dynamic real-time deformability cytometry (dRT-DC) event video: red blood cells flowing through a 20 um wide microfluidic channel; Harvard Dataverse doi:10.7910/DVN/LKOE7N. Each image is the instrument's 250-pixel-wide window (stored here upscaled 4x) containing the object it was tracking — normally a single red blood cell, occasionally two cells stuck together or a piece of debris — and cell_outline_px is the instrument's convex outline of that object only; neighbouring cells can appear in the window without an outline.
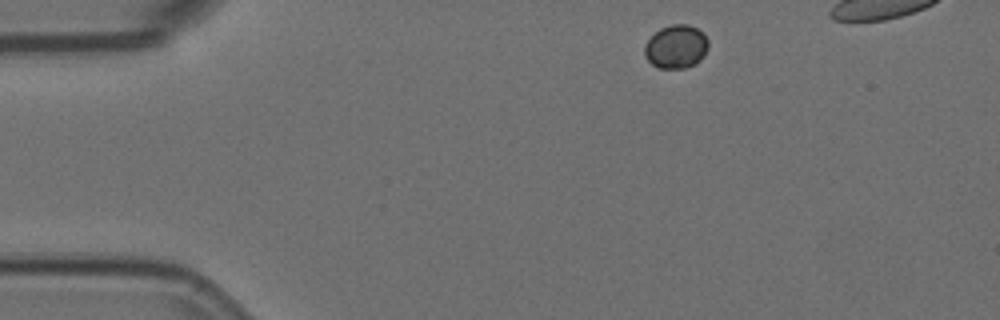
{"species": "Egyptian fruit bat (a non-hibernating species)", "species_latin": "Rousettus aegyptiacus", "temperature_condition": "room temperature", "stored_images_in_passage": 4, "camera_frame_rate_fps": 3000, "um_per_image_px": 0.085, "animal": {"sex": "female"}, "frame": {"image": 1, "passage_image": 1, "time_ms": 0.0, "image_size_px": [1000, 320], "cell_outline_px": [[708, 48], [704, 56], [696, 64], [684, 68], [656, 68], [644, 56], [644, 44], [660, 28], [672, 24], [688, 24], [704, 32], [708, 40]], "centroid_in_image_um": [57.48, 3.97], "position_along_channel_um": 27.5, "area_um2": 16.36}}